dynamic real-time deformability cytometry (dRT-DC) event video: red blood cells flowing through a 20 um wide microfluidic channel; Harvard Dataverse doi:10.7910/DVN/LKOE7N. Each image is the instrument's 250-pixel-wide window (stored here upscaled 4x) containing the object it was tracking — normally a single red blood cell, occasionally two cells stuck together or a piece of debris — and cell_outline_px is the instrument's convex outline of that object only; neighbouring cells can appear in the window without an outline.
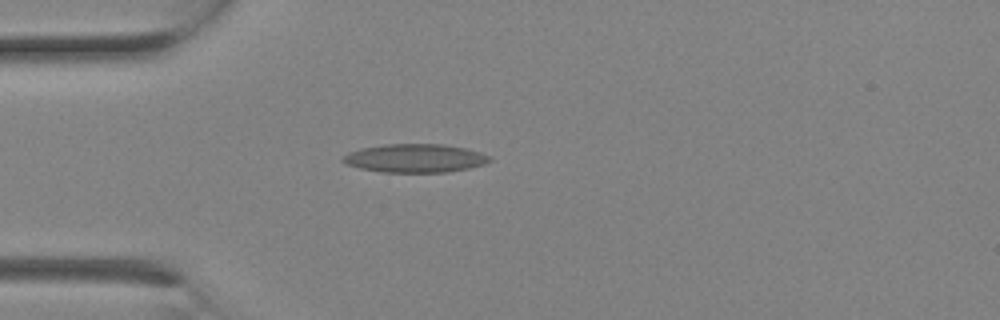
{"species": "Egyptian fruit bat (a non-hibernating species)", "species_latin": "Rousettus aegyptiacus", "temperature_condition": "room temperature", "stored_images_in_passage": 1, "camera_frame_rate_fps": 3000, "um_per_image_px": 0.085, "animal": {"sex": "female"}, "frame": {"image": 1, "passage_image": 1, "time_ms": 0.0, "image_size_px": [1000, 320], "cell_outline_px": [[492, 160], [484, 164], [468, 168], [448, 172], [380, 172], [360, 168], [344, 164], [340, 160], [348, 152], [360, 148], [384, 144], [444, 144], [464, 148], [480, 152], [492, 156]], "centroid_in_image_um": [35.26, 13.44], "position_along_channel_um": 49.7, "area_um2": 24.51}}